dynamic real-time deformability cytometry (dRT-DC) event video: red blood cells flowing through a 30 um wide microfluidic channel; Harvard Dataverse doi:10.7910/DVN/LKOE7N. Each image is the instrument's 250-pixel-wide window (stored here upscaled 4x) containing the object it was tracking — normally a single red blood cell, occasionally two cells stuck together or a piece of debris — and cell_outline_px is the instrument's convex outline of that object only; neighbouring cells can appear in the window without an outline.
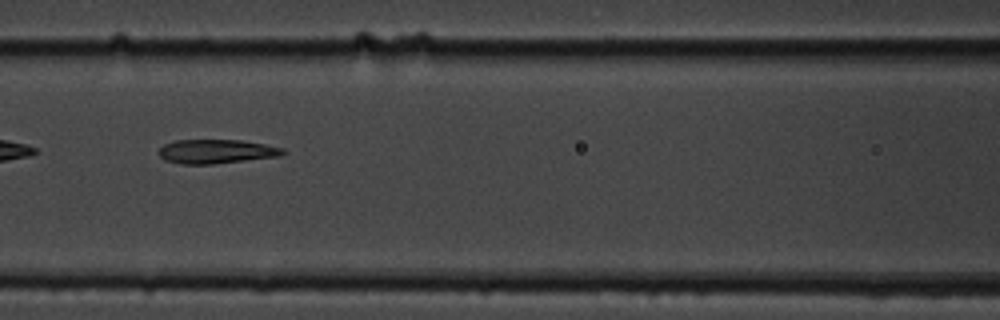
{"species": "common noctule bat (a hibernating species)", "species_latin": "Nyctalus noctula", "temperature_condition": "cold", "stored_images_in_passage": 7, "camera_frame_rate_fps": 3000, "um_per_image_px": 0.085, "animal": {"sex": "male", "body_mass_g": 19.5, "forearm_length_mm": 54.6}, "frame": {"image": 1, "passage_image": 7, "time_ms": 7.0, "image_size_px": [1000, 320], "cell_outline_px": [[288, 152], [280, 156], [212, 164], [180, 164], [164, 160], [160, 156], [160, 148], [164, 144], [176, 140], [240, 140], [264, 144], [284, 148]], "centroid_in_image_um": [18.41, 12.87], "position_along_channel_um": 148.2, "area_um2": 17.4}}